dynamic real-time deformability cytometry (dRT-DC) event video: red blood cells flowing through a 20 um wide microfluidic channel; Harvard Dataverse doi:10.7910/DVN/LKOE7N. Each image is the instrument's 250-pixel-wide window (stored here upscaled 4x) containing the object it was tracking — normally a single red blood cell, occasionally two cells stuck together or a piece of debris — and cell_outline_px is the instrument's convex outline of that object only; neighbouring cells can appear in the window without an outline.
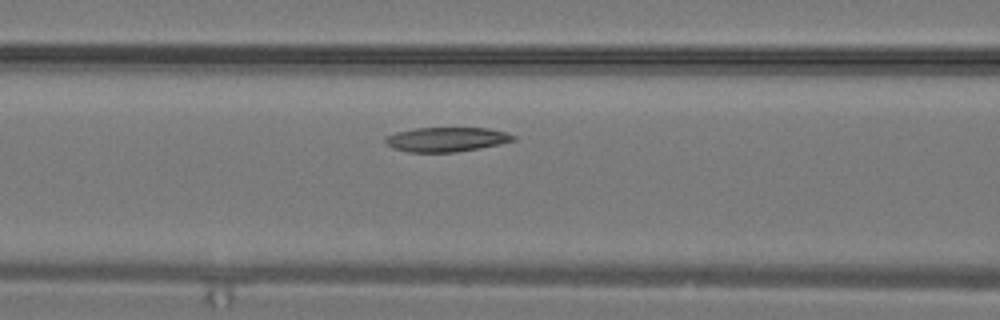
{"species": "common noctule bat (a hibernating species)", "species_latin": "Nyctalus noctula", "temperature_condition": "warm", "stored_images_in_passage": 9, "camera_frame_rate_fps": 3000, "um_per_image_px": 0.085, "animal": {"sex": "male", "body_mass_g": 19.2, "forearm_length_mm": 51.8}, "frame": {"image": 1, "passage_image": 8, "time_ms": 2.333, "image_size_px": [1000, 320], "cell_outline_px": [[516, 140], [500, 144], [456, 152], [408, 152], [392, 148], [384, 140], [384, 136], [396, 132], [416, 128], [488, 128], [508, 132], [516, 136]], "centroid_in_image_um": [37.96, 11.84], "position_along_channel_um": 128.6, "area_um2": 18.32}}